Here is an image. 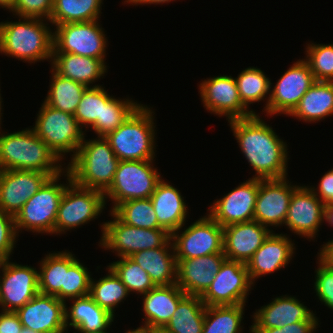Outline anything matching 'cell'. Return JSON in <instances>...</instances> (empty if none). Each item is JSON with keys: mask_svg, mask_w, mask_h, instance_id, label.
<instances>
[{"mask_svg": "<svg viewBox=\"0 0 333 333\" xmlns=\"http://www.w3.org/2000/svg\"><path fill=\"white\" fill-rule=\"evenodd\" d=\"M239 147L256 171L253 178L268 180L287 177L286 143L258 114L228 121Z\"/></svg>", "mask_w": 333, "mask_h": 333, "instance_id": "cell-1", "label": "cell"}, {"mask_svg": "<svg viewBox=\"0 0 333 333\" xmlns=\"http://www.w3.org/2000/svg\"><path fill=\"white\" fill-rule=\"evenodd\" d=\"M60 161L32 128L7 134L0 132V170L37 171L53 177L65 173Z\"/></svg>", "mask_w": 333, "mask_h": 333, "instance_id": "cell-2", "label": "cell"}, {"mask_svg": "<svg viewBox=\"0 0 333 333\" xmlns=\"http://www.w3.org/2000/svg\"><path fill=\"white\" fill-rule=\"evenodd\" d=\"M19 19L17 22L0 23V53L28 63L50 60L53 53V31L47 22H43L46 19Z\"/></svg>", "mask_w": 333, "mask_h": 333, "instance_id": "cell-3", "label": "cell"}, {"mask_svg": "<svg viewBox=\"0 0 333 333\" xmlns=\"http://www.w3.org/2000/svg\"><path fill=\"white\" fill-rule=\"evenodd\" d=\"M119 161L105 137L84 138L66 169L75 184L105 192L114 180Z\"/></svg>", "mask_w": 333, "mask_h": 333, "instance_id": "cell-4", "label": "cell"}, {"mask_svg": "<svg viewBox=\"0 0 333 333\" xmlns=\"http://www.w3.org/2000/svg\"><path fill=\"white\" fill-rule=\"evenodd\" d=\"M154 113L141 104L118 128L108 133L109 142L120 161H144L155 158Z\"/></svg>", "mask_w": 333, "mask_h": 333, "instance_id": "cell-5", "label": "cell"}, {"mask_svg": "<svg viewBox=\"0 0 333 333\" xmlns=\"http://www.w3.org/2000/svg\"><path fill=\"white\" fill-rule=\"evenodd\" d=\"M61 175L50 177L14 216L17 234L22 229L54 234L59 203L67 186L57 183Z\"/></svg>", "mask_w": 333, "mask_h": 333, "instance_id": "cell-6", "label": "cell"}, {"mask_svg": "<svg viewBox=\"0 0 333 333\" xmlns=\"http://www.w3.org/2000/svg\"><path fill=\"white\" fill-rule=\"evenodd\" d=\"M32 129L60 160L68 152H73V158L85 137L74 115L55 109L45 102L41 105Z\"/></svg>", "mask_w": 333, "mask_h": 333, "instance_id": "cell-7", "label": "cell"}, {"mask_svg": "<svg viewBox=\"0 0 333 333\" xmlns=\"http://www.w3.org/2000/svg\"><path fill=\"white\" fill-rule=\"evenodd\" d=\"M152 162L153 160L119 161L114 180L104 192L105 202L109 198L114 203L111 211L124 201L151 197L162 180Z\"/></svg>", "mask_w": 333, "mask_h": 333, "instance_id": "cell-8", "label": "cell"}, {"mask_svg": "<svg viewBox=\"0 0 333 333\" xmlns=\"http://www.w3.org/2000/svg\"><path fill=\"white\" fill-rule=\"evenodd\" d=\"M65 172L68 185L59 203L54 227L55 235L88 223L106 208L104 192L75 184L69 171L66 169Z\"/></svg>", "mask_w": 333, "mask_h": 333, "instance_id": "cell-9", "label": "cell"}, {"mask_svg": "<svg viewBox=\"0 0 333 333\" xmlns=\"http://www.w3.org/2000/svg\"><path fill=\"white\" fill-rule=\"evenodd\" d=\"M113 221L105 222L102 227L100 246L115 251L117 256L130 257L138 251L164 247L171 234L165 229H143L122 222L112 211Z\"/></svg>", "mask_w": 333, "mask_h": 333, "instance_id": "cell-10", "label": "cell"}, {"mask_svg": "<svg viewBox=\"0 0 333 333\" xmlns=\"http://www.w3.org/2000/svg\"><path fill=\"white\" fill-rule=\"evenodd\" d=\"M53 53H72L101 59L104 63L107 37L98 20L56 25Z\"/></svg>", "mask_w": 333, "mask_h": 333, "instance_id": "cell-11", "label": "cell"}, {"mask_svg": "<svg viewBox=\"0 0 333 333\" xmlns=\"http://www.w3.org/2000/svg\"><path fill=\"white\" fill-rule=\"evenodd\" d=\"M179 231L171 235L176 260L224 254L223 227L208 214L181 231V234Z\"/></svg>", "mask_w": 333, "mask_h": 333, "instance_id": "cell-12", "label": "cell"}, {"mask_svg": "<svg viewBox=\"0 0 333 333\" xmlns=\"http://www.w3.org/2000/svg\"><path fill=\"white\" fill-rule=\"evenodd\" d=\"M251 285L246 264L225 259L214 281L200 298L205 306L245 304Z\"/></svg>", "mask_w": 333, "mask_h": 333, "instance_id": "cell-13", "label": "cell"}, {"mask_svg": "<svg viewBox=\"0 0 333 333\" xmlns=\"http://www.w3.org/2000/svg\"><path fill=\"white\" fill-rule=\"evenodd\" d=\"M315 82L308 63L304 59L296 61L270 90L267 114L269 116L290 115L298 106L302 96Z\"/></svg>", "mask_w": 333, "mask_h": 333, "instance_id": "cell-14", "label": "cell"}, {"mask_svg": "<svg viewBox=\"0 0 333 333\" xmlns=\"http://www.w3.org/2000/svg\"><path fill=\"white\" fill-rule=\"evenodd\" d=\"M0 279V306L3 311H16L39 293V277L36 268L2 262Z\"/></svg>", "mask_w": 333, "mask_h": 333, "instance_id": "cell-15", "label": "cell"}, {"mask_svg": "<svg viewBox=\"0 0 333 333\" xmlns=\"http://www.w3.org/2000/svg\"><path fill=\"white\" fill-rule=\"evenodd\" d=\"M201 100L206 110L227 120L247 118L256 114L242 103L235 78L220 75L202 81L199 85Z\"/></svg>", "mask_w": 333, "mask_h": 333, "instance_id": "cell-16", "label": "cell"}, {"mask_svg": "<svg viewBox=\"0 0 333 333\" xmlns=\"http://www.w3.org/2000/svg\"><path fill=\"white\" fill-rule=\"evenodd\" d=\"M259 179L249 178L231 192L213 202L209 216L221 227L254 220Z\"/></svg>", "mask_w": 333, "mask_h": 333, "instance_id": "cell-17", "label": "cell"}, {"mask_svg": "<svg viewBox=\"0 0 333 333\" xmlns=\"http://www.w3.org/2000/svg\"><path fill=\"white\" fill-rule=\"evenodd\" d=\"M297 185H291L286 178L259 179V189L254 211V221L266 227H279L286 221L287 211L293 191Z\"/></svg>", "mask_w": 333, "mask_h": 333, "instance_id": "cell-18", "label": "cell"}, {"mask_svg": "<svg viewBox=\"0 0 333 333\" xmlns=\"http://www.w3.org/2000/svg\"><path fill=\"white\" fill-rule=\"evenodd\" d=\"M65 305L55 296L38 293L15 312L24 327L40 333H67Z\"/></svg>", "mask_w": 333, "mask_h": 333, "instance_id": "cell-19", "label": "cell"}, {"mask_svg": "<svg viewBox=\"0 0 333 333\" xmlns=\"http://www.w3.org/2000/svg\"><path fill=\"white\" fill-rule=\"evenodd\" d=\"M50 177L37 171L0 170V209L15 216Z\"/></svg>", "mask_w": 333, "mask_h": 333, "instance_id": "cell-20", "label": "cell"}, {"mask_svg": "<svg viewBox=\"0 0 333 333\" xmlns=\"http://www.w3.org/2000/svg\"><path fill=\"white\" fill-rule=\"evenodd\" d=\"M324 206L311 187L298 186L291 196L284 225L301 237L315 238L324 221Z\"/></svg>", "mask_w": 333, "mask_h": 333, "instance_id": "cell-21", "label": "cell"}, {"mask_svg": "<svg viewBox=\"0 0 333 333\" xmlns=\"http://www.w3.org/2000/svg\"><path fill=\"white\" fill-rule=\"evenodd\" d=\"M272 232V229L254 220L223 227L226 259L246 264Z\"/></svg>", "mask_w": 333, "mask_h": 333, "instance_id": "cell-22", "label": "cell"}, {"mask_svg": "<svg viewBox=\"0 0 333 333\" xmlns=\"http://www.w3.org/2000/svg\"><path fill=\"white\" fill-rule=\"evenodd\" d=\"M226 259L224 254H211L176 260L177 285L187 295L201 296L214 281V276Z\"/></svg>", "mask_w": 333, "mask_h": 333, "instance_id": "cell-23", "label": "cell"}, {"mask_svg": "<svg viewBox=\"0 0 333 333\" xmlns=\"http://www.w3.org/2000/svg\"><path fill=\"white\" fill-rule=\"evenodd\" d=\"M294 250V243L289 237L272 232L246 263L252 283L262 275L284 268L292 259Z\"/></svg>", "mask_w": 333, "mask_h": 333, "instance_id": "cell-24", "label": "cell"}, {"mask_svg": "<svg viewBox=\"0 0 333 333\" xmlns=\"http://www.w3.org/2000/svg\"><path fill=\"white\" fill-rule=\"evenodd\" d=\"M254 323L250 328H282L299 321H318L313 311L296 297L279 296L254 314Z\"/></svg>", "mask_w": 333, "mask_h": 333, "instance_id": "cell-25", "label": "cell"}, {"mask_svg": "<svg viewBox=\"0 0 333 333\" xmlns=\"http://www.w3.org/2000/svg\"><path fill=\"white\" fill-rule=\"evenodd\" d=\"M161 180L150 199L157 216L159 227L171 235L182 229L187 217V206L180 190Z\"/></svg>", "mask_w": 333, "mask_h": 333, "instance_id": "cell-26", "label": "cell"}, {"mask_svg": "<svg viewBox=\"0 0 333 333\" xmlns=\"http://www.w3.org/2000/svg\"><path fill=\"white\" fill-rule=\"evenodd\" d=\"M68 300H73V304L69 309L65 305L67 330L68 327H73L80 333H104L114 322V316L100 307L89 295Z\"/></svg>", "mask_w": 333, "mask_h": 333, "instance_id": "cell-27", "label": "cell"}, {"mask_svg": "<svg viewBox=\"0 0 333 333\" xmlns=\"http://www.w3.org/2000/svg\"><path fill=\"white\" fill-rule=\"evenodd\" d=\"M143 295L144 324L163 329L186 295L177 284L155 286Z\"/></svg>", "mask_w": 333, "mask_h": 333, "instance_id": "cell-28", "label": "cell"}, {"mask_svg": "<svg viewBox=\"0 0 333 333\" xmlns=\"http://www.w3.org/2000/svg\"><path fill=\"white\" fill-rule=\"evenodd\" d=\"M50 62L52 63L51 68L56 74L81 83L86 87L100 86H91L90 84L105 76L104 74L107 71V66L101 59L72 53H52Z\"/></svg>", "mask_w": 333, "mask_h": 333, "instance_id": "cell-29", "label": "cell"}, {"mask_svg": "<svg viewBox=\"0 0 333 333\" xmlns=\"http://www.w3.org/2000/svg\"><path fill=\"white\" fill-rule=\"evenodd\" d=\"M171 241L164 247L138 251L130 256L135 263L149 274L156 286L177 283V262L173 242Z\"/></svg>", "mask_w": 333, "mask_h": 333, "instance_id": "cell-30", "label": "cell"}, {"mask_svg": "<svg viewBox=\"0 0 333 333\" xmlns=\"http://www.w3.org/2000/svg\"><path fill=\"white\" fill-rule=\"evenodd\" d=\"M329 115H333V81H316L289 116L311 123Z\"/></svg>", "mask_w": 333, "mask_h": 333, "instance_id": "cell-31", "label": "cell"}, {"mask_svg": "<svg viewBox=\"0 0 333 333\" xmlns=\"http://www.w3.org/2000/svg\"><path fill=\"white\" fill-rule=\"evenodd\" d=\"M205 309L200 296L186 294L163 329L169 333H202Z\"/></svg>", "mask_w": 333, "mask_h": 333, "instance_id": "cell-32", "label": "cell"}, {"mask_svg": "<svg viewBox=\"0 0 333 333\" xmlns=\"http://www.w3.org/2000/svg\"><path fill=\"white\" fill-rule=\"evenodd\" d=\"M76 260L68 251L47 254L38 271L39 293L55 296L64 287L65 272Z\"/></svg>", "mask_w": 333, "mask_h": 333, "instance_id": "cell-33", "label": "cell"}, {"mask_svg": "<svg viewBox=\"0 0 333 333\" xmlns=\"http://www.w3.org/2000/svg\"><path fill=\"white\" fill-rule=\"evenodd\" d=\"M141 104L131 99H116L102 87L101 120L91 126L98 137H105L118 128Z\"/></svg>", "mask_w": 333, "mask_h": 333, "instance_id": "cell-34", "label": "cell"}, {"mask_svg": "<svg viewBox=\"0 0 333 333\" xmlns=\"http://www.w3.org/2000/svg\"><path fill=\"white\" fill-rule=\"evenodd\" d=\"M103 0H53L49 22L54 26L99 20Z\"/></svg>", "mask_w": 333, "mask_h": 333, "instance_id": "cell-35", "label": "cell"}, {"mask_svg": "<svg viewBox=\"0 0 333 333\" xmlns=\"http://www.w3.org/2000/svg\"><path fill=\"white\" fill-rule=\"evenodd\" d=\"M50 72H52L50 90L44 102L55 109L74 115L88 87L58 75L53 70Z\"/></svg>", "mask_w": 333, "mask_h": 333, "instance_id": "cell-36", "label": "cell"}, {"mask_svg": "<svg viewBox=\"0 0 333 333\" xmlns=\"http://www.w3.org/2000/svg\"><path fill=\"white\" fill-rule=\"evenodd\" d=\"M245 305L206 306L202 333H241Z\"/></svg>", "mask_w": 333, "mask_h": 333, "instance_id": "cell-37", "label": "cell"}, {"mask_svg": "<svg viewBox=\"0 0 333 333\" xmlns=\"http://www.w3.org/2000/svg\"><path fill=\"white\" fill-rule=\"evenodd\" d=\"M108 275L94 281L91 278L89 296L104 310L115 316L114 309L128 295L126 286L114 271L108 267Z\"/></svg>", "mask_w": 333, "mask_h": 333, "instance_id": "cell-38", "label": "cell"}, {"mask_svg": "<svg viewBox=\"0 0 333 333\" xmlns=\"http://www.w3.org/2000/svg\"><path fill=\"white\" fill-rule=\"evenodd\" d=\"M237 89L242 103L249 108L254 102H260L267 97L264 111L267 113V106L270 97L271 81L264 72L256 67H248L235 78Z\"/></svg>", "mask_w": 333, "mask_h": 333, "instance_id": "cell-39", "label": "cell"}, {"mask_svg": "<svg viewBox=\"0 0 333 333\" xmlns=\"http://www.w3.org/2000/svg\"><path fill=\"white\" fill-rule=\"evenodd\" d=\"M112 212L127 225L143 229H161L150 198L124 201Z\"/></svg>", "mask_w": 333, "mask_h": 333, "instance_id": "cell-40", "label": "cell"}, {"mask_svg": "<svg viewBox=\"0 0 333 333\" xmlns=\"http://www.w3.org/2000/svg\"><path fill=\"white\" fill-rule=\"evenodd\" d=\"M120 259L107 267H110L120 278L129 294L130 292L145 294L156 286L149 274L130 257H120Z\"/></svg>", "mask_w": 333, "mask_h": 333, "instance_id": "cell-41", "label": "cell"}, {"mask_svg": "<svg viewBox=\"0 0 333 333\" xmlns=\"http://www.w3.org/2000/svg\"><path fill=\"white\" fill-rule=\"evenodd\" d=\"M77 259L65 272L64 287L55 297L66 303V300L89 295L91 274Z\"/></svg>", "mask_w": 333, "mask_h": 333, "instance_id": "cell-42", "label": "cell"}, {"mask_svg": "<svg viewBox=\"0 0 333 333\" xmlns=\"http://www.w3.org/2000/svg\"><path fill=\"white\" fill-rule=\"evenodd\" d=\"M304 59L316 81H333V44H307Z\"/></svg>", "mask_w": 333, "mask_h": 333, "instance_id": "cell-43", "label": "cell"}, {"mask_svg": "<svg viewBox=\"0 0 333 333\" xmlns=\"http://www.w3.org/2000/svg\"><path fill=\"white\" fill-rule=\"evenodd\" d=\"M102 112V85L88 87L79 102L74 117L81 127L89 128L96 120H101ZM89 126V127H88Z\"/></svg>", "mask_w": 333, "mask_h": 333, "instance_id": "cell-44", "label": "cell"}, {"mask_svg": "<svg viewBox=\"0 0 333 333\" xmlns=\"http://www.w3.org/2000/svg\"><path fill=\"white\" fill-rule=\"evenodd\" d=\"M318 261L319 267L315 269L314 282L316 295L321 302L333 310V263L321 253H318Z\"/></svg>", "mask_w": 333, "mask_h": 333, "instance_id": "cell-45", "label": "cell"}, {"mask_svg": "<svg viewBox=\"0 0 333 333\" xmlns=\"http://www.w3.org/2000/svg\"><path fill=\"white\" fill-rule=\"evenodd\" d=\"M53 8V0H16L10 10L18 17L48 19L49 22Z\"/></svg>", "mask_w": 333, "mask_h": 333, "instance_id": "cell-46", "label": "cell"}, {"mask_svg": "<svg viewBox=\"0 0 333 333\" xmlns=\"http://www.w3.org/2000/svg\"><path fill=\"white\" fill-rule=\"evenodd\" d=\"M14 216L0 209V259H10L17 236Z\"/></svg>", "mask_w": 333, "mask_h": 333, "instance_id": "cell-47", "label": "cell"}, {"mask_svg": "<svg viewBox=\"0 0 333 333\" xmlns=\"http://www.w3.org/2000/svg\"><path fill=\"white\" fill-rule=\"evenodd\" d=\"M318 321H299L282 328H250L251 333H314Z\"/></svg>", "mask_w": 333, "mask_h": 333, "instance_id": "cell-48", "label": "cell"}, {"mask_svg": "<svg viewBox=\"0 0 333 333\" xmlns=\"http://www.w3.org/2000/svg\"><path fill=\"white\" fill-rule=\"evenodd\" d=\"M318 186L316 189L311 188L313 193L324 205L333 204V168L323 175Z\"/></svg>", "mask_w": 333, "mask_h": 333, "instance_id": "cell-49", "label": "cell"}, {"mask_svg": "<svg viewBox=\"0 0 333 333\" xmlns=\"http://www.w3.org/2000/svg\"><path fill=\"white\" fill-rule=\"evenodd\" d=\"M23 325L15 311H1L0 333H20Z\"/></svg>", "mask_w": 333, "mask_h": 333, "instance_id": "cell-50", "label": "cell"}, {"mask_svg": "<svg viewBox=\"0 0 333 333\" xmlns=\"http://www.w3.org/2000/svg\"><path fill=\"white\" fill-rule=\"evenodd\" d=\"M319 251L324 255L331 263H333V239L323 244Z\"/></svg>", "mask_w": 333, "mask_h": 333, "instance_id": "cell-51", "label": "cell"}, {"mask_svg": "<svg viewBox=\"0 0 333 333\" xmlns=\"http://www.w3.org/2000/svg\"><path fill=\"white\" fill-rule=\"evenodd\" d=\"M173 0H125V2L129 3V4H136V5H142V4H160V3H169ZM175 1V0H174Z\"/></svg>", "mask_w": 333, "mask_h": 333, "instance_id": "cell-52", "label": "cell"}, {"mask_svg": "<svg viewBox=\"0 0 333 333\" xmlns=\"http://www.w3.org/2000/svg\"><path fill=\"white\" fill-rule=\"evenodd\" d=\"M329 225L333 226V204L324 206V218Z\"/></svg>", "mask_w": 333, "mask_h": 333, "instance_id": "cell-53", "label": "cell"}, {"mask_svg": "<svg viewBox=\"0 0 333 333\" xmlns=\"http://www.w3.org/2000/svg\"><path fill=\"white\" fill-rule=\"evenodd\" d=\"M126 333H154V328L144 324V326H140L133 330H128Z\"/></svg>", "mask_w": 333, "mask_h": 333, "instance_id": "cell-54", "label": "cell"}, {"mask_svg": "<svg viewBox=\"0 0 333 333\" xmlns=\"http://www.w3.org/2000/svg\"><path fill=\"white\" fill-rule=\"evenodd\" d=\"M16 0H0V7L9 9V11L13 8Z\"/></svg>", "mask_w": 333, "mask_h": 333, "instance_id": "cell-55", "label": "cell"}, {"mask_svg": "<svg viewBox=\"0 0 333 333\" xmlns=\"http://www.w3.org/2000/svg\"><path fill=\"white\" fill-rule=\"evenodd\" d=\"M20 333H40V332L34 331L30 328H27V327L23 326Z\"/></svg>", "mask_w": 333, "mask_h": 333, "instance_id": "cell-56", "label": "cell"}, {"mask_svg": "<svg viewBox=\"0 0 333 333\" xmlns=\"http://www.w3.org/2000/svg\"><path fill=\"white\" fill-rule=\"evenodd\" d=\"M154 333H169L164 329H154Z\"/></svg>", "mask_w": 333, "mask_h": 333, "instance_id": "cell-57", "label": "cell"}, {"mask_svg": "<svg viewBox=\"0 0 333 333\" xmlns=\"http://www.w3.org/2000/svg\"><path fill=\"white\" fill-rule=\"evenodd\" d=\"M0 90H1V89H0ZM1 99H2V97H1V94H0V124H1V122H2V121H1V117H2V115H1V114H2V113H1V109H2L1 103L3 102ZM0 130H1V125H0Z\"/></svg>", "mask_w": 333, "mask_h": 333, "instance_id": "cell-58", "label": "cell"}, {"mask_svg": "<svg viewBox=\"0 0 333 333\" xmlns=\"http://www.w3.org/2000/svg\"><path fill=\"white\" fill-rule=\"evenodd\" d=\"M2 262H3V260L0 259V269H1V267H2ZM0 277H1V276H0Z\"/></svg>", "mask_w": 333, "mask_h": 333, "instance_id": "cell-59", "label": "cell"}]
</instances>
